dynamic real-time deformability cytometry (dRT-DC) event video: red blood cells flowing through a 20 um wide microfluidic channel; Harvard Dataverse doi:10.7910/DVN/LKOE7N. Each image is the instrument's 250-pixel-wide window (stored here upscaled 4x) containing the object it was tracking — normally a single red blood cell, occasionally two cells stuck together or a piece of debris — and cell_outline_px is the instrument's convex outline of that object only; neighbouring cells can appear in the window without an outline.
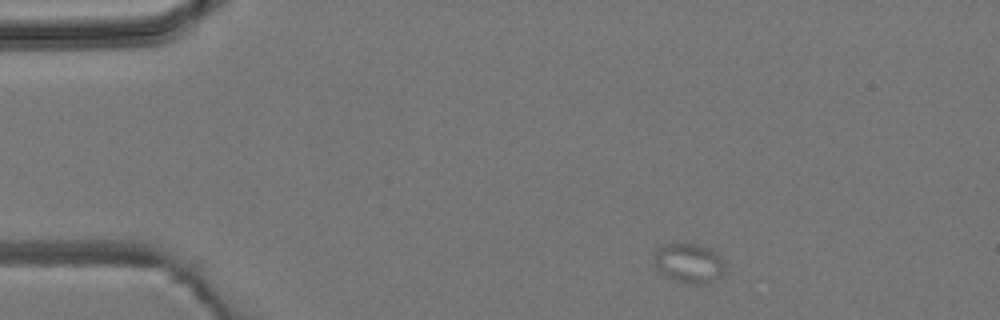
{"species": "common noctule bat (a hibernating species)", "species_latin": "Nyctalus noctula", "temperature_condition": "room temperature", "stored_images_in_passage": 3, "camera_frame_rate_fps": 3000, "um_per_image_px": 0.085, "animal": {"sex": "male", "body_mass_g": 19.2, "forearm_length_mm": 51.8}, "frame": {"image": 1, "passage_image": 1, "time_ms": 0.0, "image_size_px": [1000, 320], "cell_outline_px": [[724, 272], [708, 284], [684, 284], [664, 276], [656, 268], [656, 248], [664, 244], [696, 244], [708, 248], [716, 252], [724, 260]], "centroid_in_image_um": [58.57, 22.39], "position_along_channel_um": 26.4, "area_um2": 16.36}}
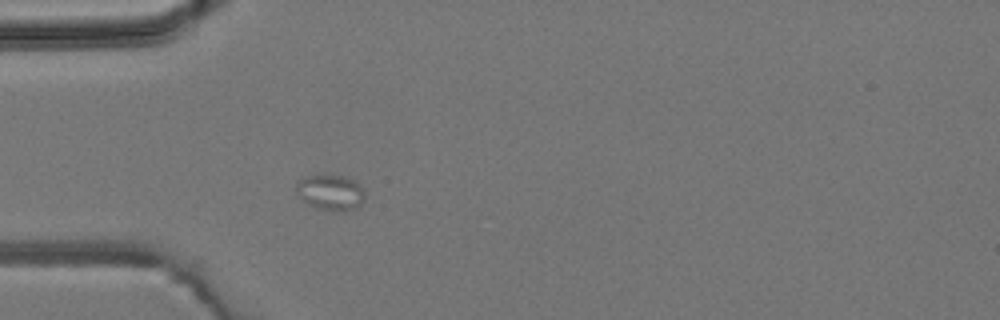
{"frame": {"image": 2, "passage_image": 3, "time_ms": 2.333, "image_size_px": [1000, 320], "cell_outline_px": [[364, 200], [356, 208], [344, 212], [332, 212], [316, 208], [304, 204], [300, 200], [296, 192], [296, 184], [304, 176], [324, 172], [344, 176], [360, 184], [364, 188]], "centroid_in_image_um": [28.05, 16.34], "position_along_channel_um": 56.9, "area_um2": 15.14}}